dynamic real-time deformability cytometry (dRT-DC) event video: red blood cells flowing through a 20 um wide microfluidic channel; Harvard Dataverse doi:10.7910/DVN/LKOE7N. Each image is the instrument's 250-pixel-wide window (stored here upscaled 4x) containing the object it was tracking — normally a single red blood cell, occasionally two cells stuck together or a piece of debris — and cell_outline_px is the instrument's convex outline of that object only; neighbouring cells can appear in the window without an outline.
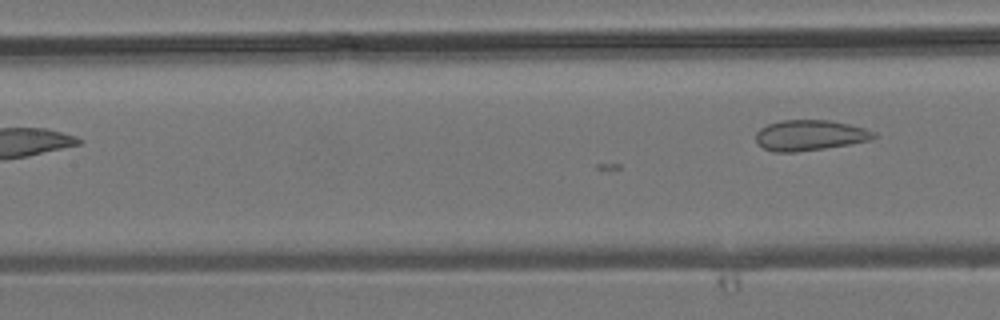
{"species": "common noctule bat (a hibernating species)", "species_latin": "Nyctalus noctula", "temperature_condition": "room temperature", "stored_images_in_passage": 8, "segment_of_instrument_passage": [2, 2], "camera_frame_rate_fps": 3000, "um_per_image_px": 0.085, "animal": {"sex": "male", "body_mass_g": 19.2, "forearm_length_mm": 51.8}, "frame": {"image": 1, "passage_image": 8, "time_ms": 10.0, "image_size_px": [1000, 320], "cell_outline_px": [[880, 136], [872, 140], [824, 148], [796, 152], [772, 152], [756, 144], [756, 132], [760, 128], [768, 124], [780, 120], [828, 120], [848, 124], [864, 128], [876, 132]], "centroid_in_image_um": [68.83, 11.5], "position_along_channel_um": 138.6, "area_um2": 21.15}}